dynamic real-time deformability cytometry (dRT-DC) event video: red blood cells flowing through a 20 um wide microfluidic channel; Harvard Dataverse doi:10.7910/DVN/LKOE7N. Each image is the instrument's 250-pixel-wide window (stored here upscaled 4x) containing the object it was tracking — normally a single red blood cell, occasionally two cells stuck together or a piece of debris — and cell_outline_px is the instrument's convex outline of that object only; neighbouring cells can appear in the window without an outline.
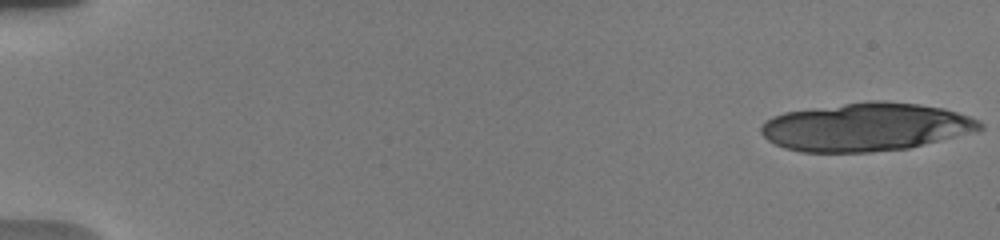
{"species": "human", "species_latin": "Homo sapiens", "temperature_condition": "warm", "stored_images_in_passage": 21, "camera_frame_rate_fps": 3000, "um_per_image_px": 0.085, "donor": {"sex": "male"}, "frame": {"image": 1, "passage_image": 1, "time_ms": 0.0, "image_size_px": [1000, 240], "cell_outline_px": [[984, 128], [976, 132], [908, 148], [872, 152], [800, 152], [784, 148], [768, 140], [760, 132], [760, 128], [764, 120], [772, 116], [784, 112], [868, 100], [884, 100], [916, 104], [944, 108], [980, 120], [984, 124]], "centroid_in_image_um": [73.6, 10.79], "position_along_channel_um": 11.4, "area_um2": 61.85}}